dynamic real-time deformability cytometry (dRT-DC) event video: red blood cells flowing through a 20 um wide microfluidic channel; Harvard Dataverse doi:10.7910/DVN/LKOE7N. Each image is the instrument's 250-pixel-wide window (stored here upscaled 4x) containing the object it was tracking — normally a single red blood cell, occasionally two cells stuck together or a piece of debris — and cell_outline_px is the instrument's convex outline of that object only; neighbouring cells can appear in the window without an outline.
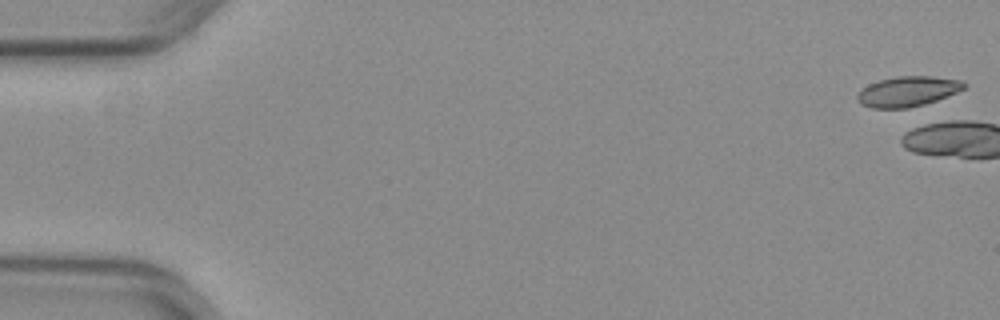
{"species": "common noctule bat (a hibernating species)", "species_latin": "Nyctalus noctula", "temperature_condition": "warm", "stored_images_in_passage": 5, "camera_frame_rate_fps": 3000, "um_per_image_px": 0.085, "animal": {"sex": "female", "body_mass_g": 29.2, "forearm_length_mm": 56.3}, "frame": {"image": 1, "passage_image": 1, "time_ms": 0.0, "image_size_px": [1000, 320], "cell_outline_px": [[968, 84], [964, 88], [956, 92], [936, 100], [924, 104], [908, 108], [872, 108], [860, 104], [856, 100], [856, 96], [860, 88], [868, 84], [880, 80], [896, 76], [932, 76], [960, 80]], "centroid_in_image_um": [77.1, 7.77], "position_along_channel_um": 7.9, "area_um2": 18.84}}